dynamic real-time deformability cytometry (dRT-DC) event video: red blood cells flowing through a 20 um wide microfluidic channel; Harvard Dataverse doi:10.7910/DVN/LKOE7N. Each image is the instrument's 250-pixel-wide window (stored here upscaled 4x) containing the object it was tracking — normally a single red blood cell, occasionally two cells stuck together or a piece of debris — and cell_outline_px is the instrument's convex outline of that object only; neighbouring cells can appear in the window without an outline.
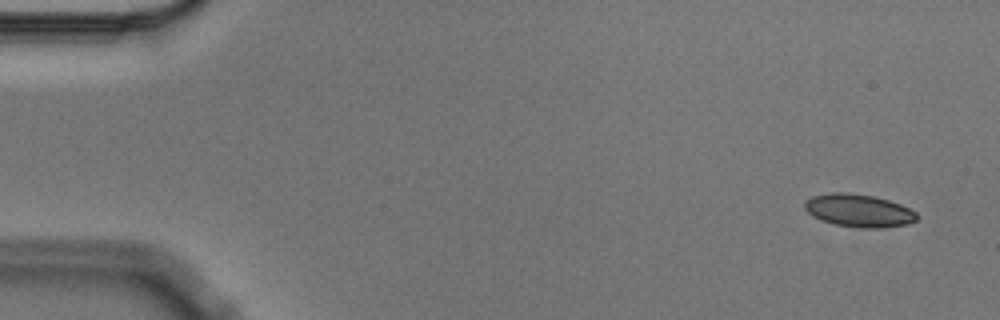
{"species": "Egyptian fruit bat (a non-hibernating species)", "species_latin": "Rousettus aegyptiacus", "temperature_condition": "cold", "stored_images_in_passage": 5, "camera_frame_rate_fps": 3000, "um_per_image_px": 0.085, "animal": {"sex": "male"}, "frame": {"image": 1, "passage_image": 1, "time_ms": 0.0, "image_size_px": [1000, 320], "cell_outline_px": [[916, 220], [908, 224], [880, 228], [860, 228], [832, 224], [820, 220], [812, 216], [804, 208], [804, 200], [812, 196], [832, 192], [848, 192], [876, 196], [900, 204], [916, 212]], "centroid_in_image_um": [72.95, 17.89], "position_along_channel_um": 12.1, "area_um2": 21.68}}
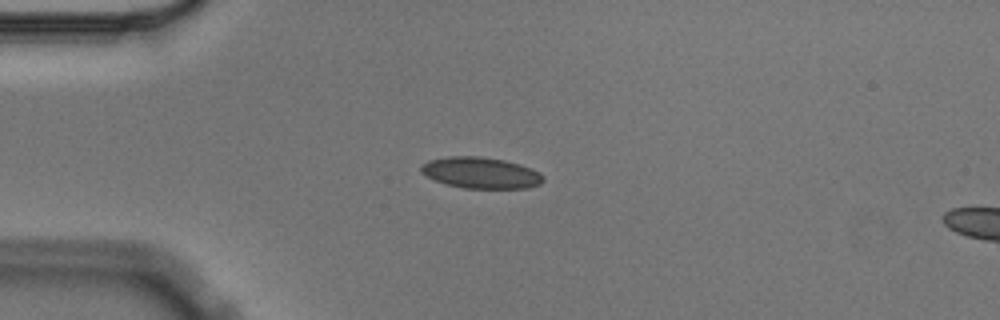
{"frame": {"image": 2, "passage_image": 4, "time_ms": 1.0, "image_size_px": [1000, 320], "cell_outline_px": [[544, 180], [540, 184], [528, 188], [464, 188], [432, 180], [420, 172], [420, 164], [428, 160], [448, 156], [480, 156], [504, 160], [520, 164], [540, 172], [544, 176]], "centroid_in_image_um": [40.84, 14.68], "position_along_channel_um": 44.2, "area_um2": 22.43}}